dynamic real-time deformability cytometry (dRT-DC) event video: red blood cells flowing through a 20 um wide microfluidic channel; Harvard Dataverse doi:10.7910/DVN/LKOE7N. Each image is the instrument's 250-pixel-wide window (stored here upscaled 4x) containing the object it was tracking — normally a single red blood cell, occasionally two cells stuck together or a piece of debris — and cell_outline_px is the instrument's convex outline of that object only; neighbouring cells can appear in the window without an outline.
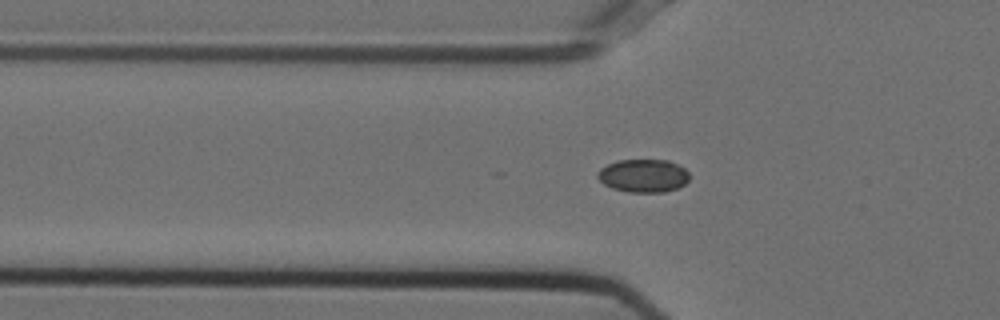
{"species": "Egyptian fruit bat (a non-hibernating species)", "species_latin": "Rousettus aegyptiacus", "temperature_condition": "cold", "stored_images_in_passage": 43, "segment_of_instrument_passage": [1, 2], "camera_frame_rate_fps": 3000, "um_per_image_px": 0.085, "animal": {"sex": "female"}, "frame": {"image": 1, "passage_image": 6, "time_ms": 1.667, "image_size_px": [1000, 320], "cell_outline_px": [[688, 180], [684, 184], [676, 188], [664, 192], [628, 192], [612, 188], [604, 184], [596, 176], [596, 172], [600, 168], [616, 160], [668, 160], [684, 168], [688, 172]], "centroid_in_image_um": [54.65, 14.93], "position_along_channel_um": 71.2, "area_um2": 17.69}}
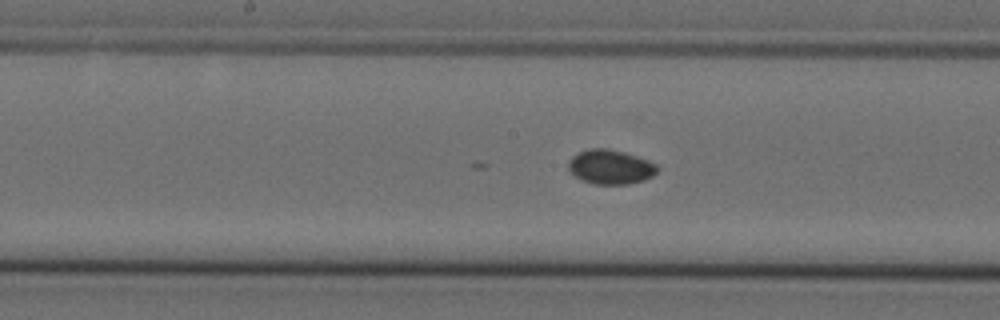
{"frame": {"image": 2, "passage_image": 16, "time_ms": 5.0, "image_size_px": [1000, 320], "cell_outline_px": [[660, 168], [652, 176], [644, 180], [628, 184], [596, 184], [580, 180], [568, 168], [568, 160], [572, 156], [588, 148], [608, 148], [624, 152], [648, 160], [656, 164]], "centroid_in_image_um": [51.89, 14.18], "position_along_channel_um": 196.3, "area_um2": 17.86}}
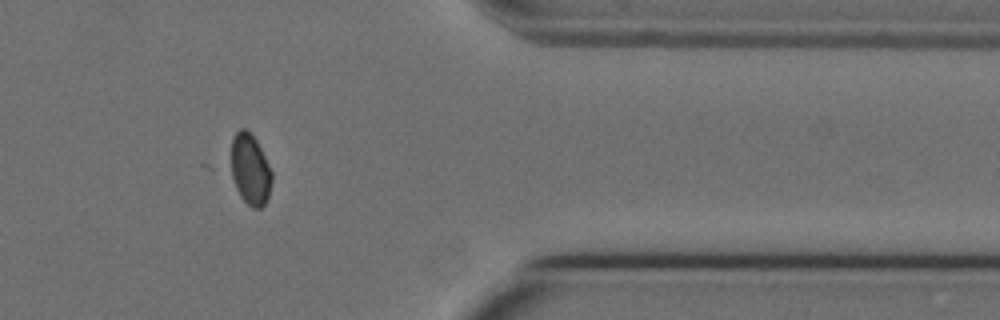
{"frame": {"image": 3, "passage_image": 33, "time_ms": 10.667, "image_size_px": [1000, 320], "cell_outline_px": [[272, 180], [268, 200], [260, 208], [252, 208], [240, 196], [224, 168], [232, 136], [240, 128], [244, 128], [256, 140], [272, 172]], "centroid_in_image_um": [21.14, 14.39], "position_along_channel_um": 390.3, "area_um2": 18.09}}